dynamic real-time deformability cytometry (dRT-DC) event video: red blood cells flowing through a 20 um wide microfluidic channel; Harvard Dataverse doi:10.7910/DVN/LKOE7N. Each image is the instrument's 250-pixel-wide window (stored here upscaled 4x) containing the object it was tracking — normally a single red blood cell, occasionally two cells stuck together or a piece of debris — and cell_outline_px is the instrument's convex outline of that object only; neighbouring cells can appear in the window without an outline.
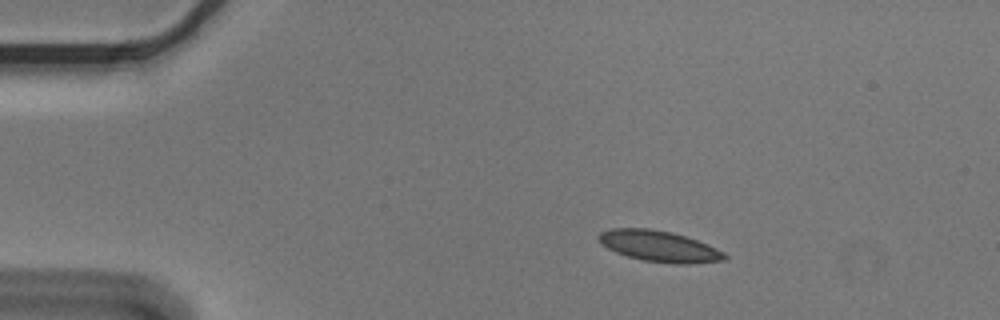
{"species": "Egyptian fruit bat (a non-hibernating species)", "species_latin": "Rousettus aegyptiacus", "temperature_condition": "cold", "stored_images_in_passage": 4, "camera_frame_rate_fps": 3000, "um_per_image_px": 0.085, "animal": {"sex": "male"}, "frame": {"image": 1, "passage_image": 2, "time_ms": 0.333, "image_size_px": [1000, 320], "cell_outline_px": [[728, 256], [724, 260], [688, 264], [672, 264], [644, 260], [628, 256], [616, 252], [608, 248], [600, 240], [600, 232], [612, 228], [648, 228], [672, 232], [708, 244], [724, 252]], "centroid_in_image_um": [56.07, 20.93], "position_along_channel_um": 28.9, "area_um2": 22.48}}